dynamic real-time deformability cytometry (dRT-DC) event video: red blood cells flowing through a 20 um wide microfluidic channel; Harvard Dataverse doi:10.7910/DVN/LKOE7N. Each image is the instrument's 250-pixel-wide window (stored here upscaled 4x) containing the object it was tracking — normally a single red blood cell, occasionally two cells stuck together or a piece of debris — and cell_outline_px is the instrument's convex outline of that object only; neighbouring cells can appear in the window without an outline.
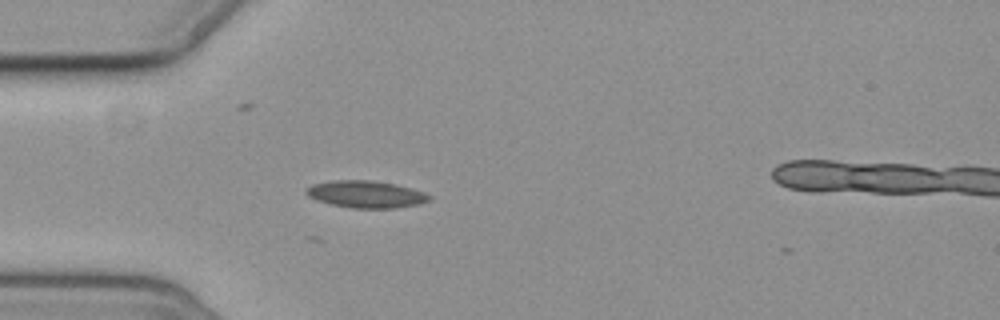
{"species": "common noctule bat (a hibernating species)", "species_latin": "Nyctalus noctula", "temperature_condition": "cold", "stored_images_in_passage": 3, "camera_frame_rate_fps": 3000, "um_per_image_px": 0.085, "animal": {"sex": "female", "body_mass_g": 19.3, "forearm_length_mm": 54.1}, "frame": {"image": 1, "passage_image": 2, "time_ms": 1.333, "image_size_px": [1000, 320], "cell_outline_px": [[432, 196], [428, 200], [420, 204], [396, 208], [352, 208], [332, 204], [316, 200], [308, 196], [304, 192], [304, 188], [312, 184], [332, 180], [368, 180], [396, 184], [412, 188], [424, 192]], "centroid_in_image_um": [31.08, 16.51], "position_along_channel_um": 53.9, "area_um2": 19.54}}